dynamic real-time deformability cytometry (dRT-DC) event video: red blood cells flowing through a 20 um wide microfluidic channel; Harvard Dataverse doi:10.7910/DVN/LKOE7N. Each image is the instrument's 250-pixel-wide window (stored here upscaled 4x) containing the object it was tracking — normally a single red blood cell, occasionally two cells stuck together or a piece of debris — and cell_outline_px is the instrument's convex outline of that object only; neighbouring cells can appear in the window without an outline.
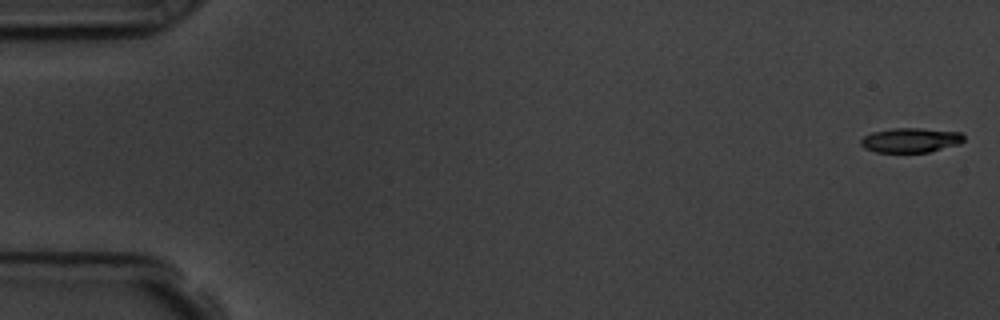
{"species": "common noctule bat (a hibernating species)", "species_latin": "Nyctalus noctula", "temperature_condition": "room temperature", "stored_images_in_passage": 57, "camera_frame_rate_fps": 3000, "um_per_image_px": 0.085, "animal": {"sex": "male", "body_mass_g": 19.5, "forearm_length_mm": 54.6}, "frame": {"image": 1, "passage_image": 1, "time_ms": 0.0, "image_size_px": [1000, 320], "cell_outline_px": [[964, 140], [960, 144], [928, 152], [876, 152], [864, 148], [860, 144], [860, 140], [864, 136], [872, 132], [892, 128], [920, 128], [960, 132], [964, 136]], "centroid_in_image_um": [77.39, 11.91], "position_along_channel_um": 7.6, "area_um2": 14.8}}
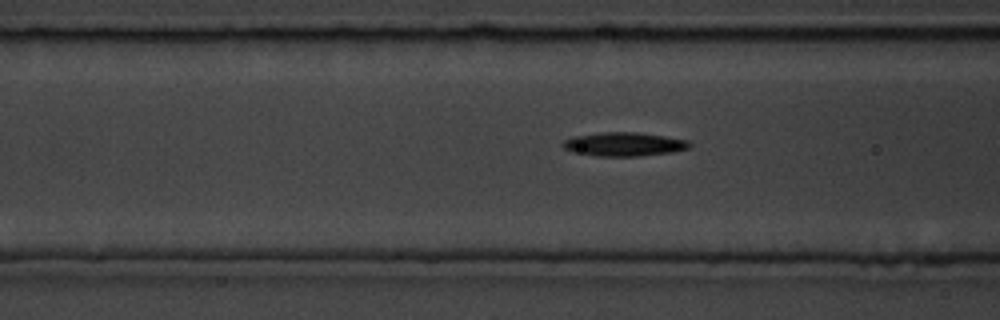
{"frame": {"image": 2, "passage_image": 22, "time_ms": 7.0, "image_size_px": [1000, 320], "cell_outline_px": [[692, 144], [688, 148], [672, 152], [636, 156], [596, 156], [572, 152], [564, 148], [560, 144], [564, 140], [572, 136], [604, 132], [636, 132], [664, 136], [688, 140]], "centroid_in_image_um": [53.0, 12.25], "position_along_channel_um": 113.6, "area_um2": 17.57}}
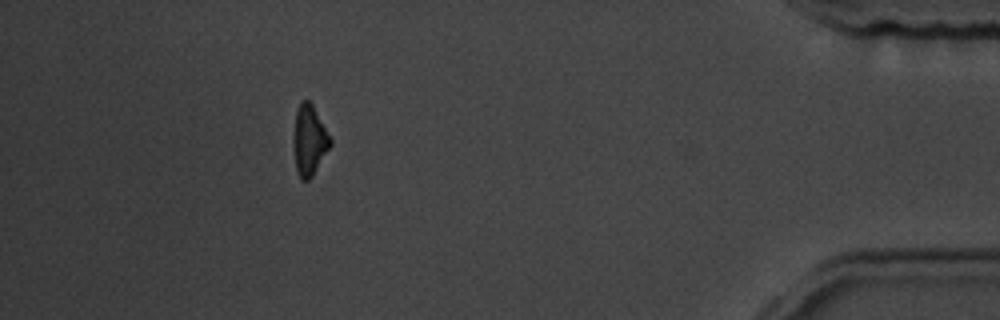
{"frame": {"image": 3, "passage_image": 51, "time_ms": 16.667, "image_size_px": [1000, 320], "cell_outline_px": [[332, 144], [312, 176], [308, 180], [300, 180], [296, 168], [292, 140], [296, 112], [300, 100], [308, 100], [312, 104], [332, 140]], "centroid_in_image_um": [26.27, 11.92], "position_along_channel_um": 408.9, "area_um2": 15.09}, "authors_computed_cell_mechanics": {"area_um2": 16.2418, "velocity_mm_per_s": 3.6175, "shape_relaxation_time_tau1_ms": 4.6766, "shape_relaxation_time_tau2_ms": null, "deformation_change_tau1": 0.1605, "deformation_change_tau2": null}}